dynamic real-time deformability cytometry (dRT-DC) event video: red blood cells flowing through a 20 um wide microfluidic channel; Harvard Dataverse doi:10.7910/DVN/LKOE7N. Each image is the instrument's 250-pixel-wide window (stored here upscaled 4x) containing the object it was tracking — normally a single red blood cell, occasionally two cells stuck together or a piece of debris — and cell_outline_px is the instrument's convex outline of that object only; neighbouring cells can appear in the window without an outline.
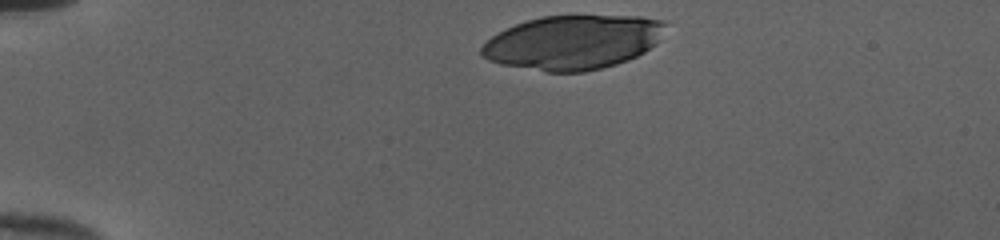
{"species": "human", "species_latin": "Homo sapiens", "temperature_condition": "cold", "stored_images_in_passage": 33, "camera_frame_rate_fps": 3000, "um_per_image_px": 0.085, "donor": {"sex": "female"}, "frame": {"image": 1, "passage_image": 1, "time_ms": 0.0, "image_size_px": [1000, 240], "cell_outline_px": [[668, 24], [660, 40], [656, 44], [644, 52], [628, 60], [616, 64], [584, 72], [548, 72], [500, 64], [488, 60], [480, 56], [480, 48], [492, 36], [516, 24], [540, 16], [640, 16], [668, 20]], "centroid_in_image_um": [48.75, 3.59], "position_along_channel_um": 36.3, "area_um2": 58.32}}